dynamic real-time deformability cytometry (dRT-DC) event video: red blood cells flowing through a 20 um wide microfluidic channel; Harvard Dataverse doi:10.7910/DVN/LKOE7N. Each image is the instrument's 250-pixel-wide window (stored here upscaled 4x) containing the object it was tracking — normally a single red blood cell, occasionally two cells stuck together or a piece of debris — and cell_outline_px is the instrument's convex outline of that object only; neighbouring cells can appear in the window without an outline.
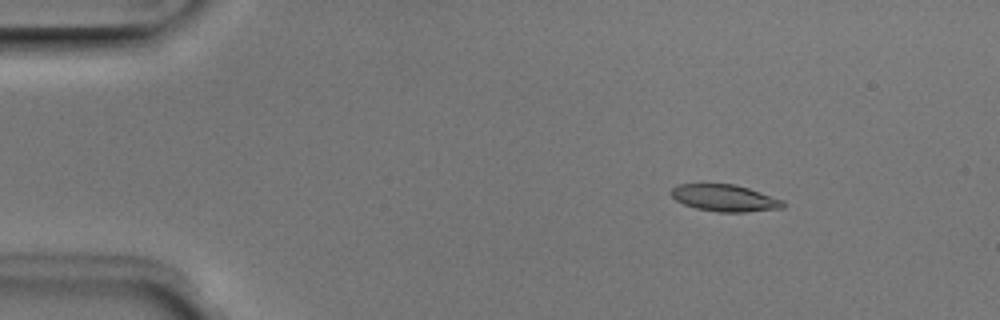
{"species": "Egyptian fruit bat (a non-hibernating species)", "species_latin": "Rousettus aegyptiacus", "temperature_condition": "room temperature", "stored_images_in_passage": 4, "camera_frame_rate_fps": 3000, "um_per_image_px": 0.085, "animal": {"sex": "male"}, "frame": {"image": 1, "passage_image": 1, "time_ms": 0.0, "image_size_px": [1000, 320], "cell_outline_px": [[788, 204], [784, 208], [744, 212], [720, 212], [696, 208], [684, 204], [676, 200], [668, 192], [676, 184], [736, 184], [784, 200]], "centroid_in_image_um": [61.62, 16.83], "position_along_channel_um": 23.4, "area_um2": 17.63}}
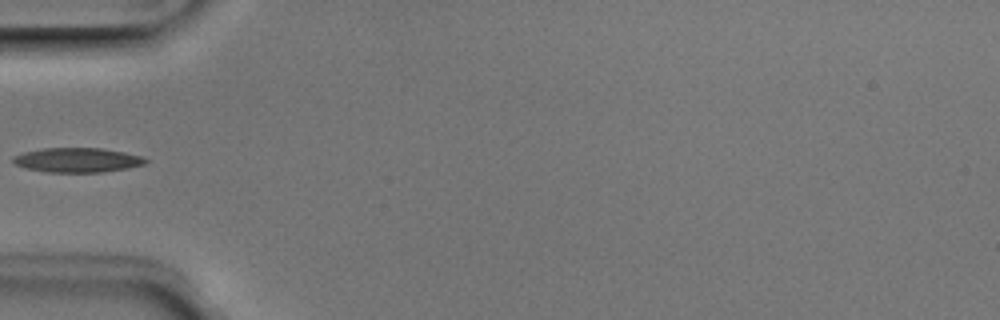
{"frame": {"image": 2, "passage_image": 4, "time_ms": 1.0, "image_size_px": [1000, 320], "cell_outline_px": [[148, 160], [144, 164], [128, 168], [104, 172], [48, 172], [24, 168], [16, 164], [12, 160], [12, 156], [24, 152], [44, 148], [100, 148], [124, 152], [144, 156]], "centroid_in_image_um": [6.58, 13.6], "position_along_channel_um": 78.4, "area_um2": 18.96}}